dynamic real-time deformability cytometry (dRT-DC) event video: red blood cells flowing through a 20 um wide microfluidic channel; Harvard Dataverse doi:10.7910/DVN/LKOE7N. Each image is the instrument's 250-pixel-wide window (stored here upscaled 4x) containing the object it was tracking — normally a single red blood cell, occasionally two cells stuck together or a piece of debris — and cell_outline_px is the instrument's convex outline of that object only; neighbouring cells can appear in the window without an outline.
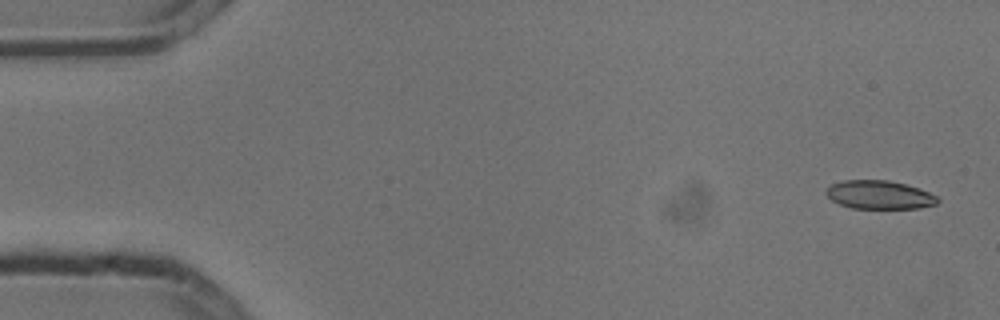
{"species": "common noctule bat (a hibernating species)", "species_latin": "Nyctalus noctula", "temperature_condition": "cold", "stored_images_in_passage": 5, "camera_frame_rate_fps": 3000, "um_per_image_px": 0.085, "animal": {"sex": "male", "body_mass_g": 13.3}, "frame": {"image": 1, "passage_image": 1, "time_ms": 0.0, "image_size_px": [1000, 320], "cell_outline_px": [[940, 200], [936, 204], [920, 208], [852, 208], [840, 204], [832, 200], [824, 192], [832, 184], [844, 180], [888, 180], [920, 188], [936, 196]], "centroid_in_image_um": [74.75, 16.56], "position_along_channel_um": 10.2, "area_um2": 18.38}}
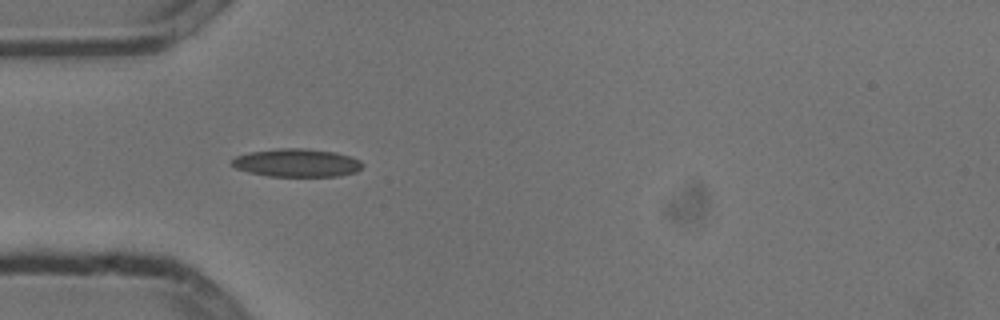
{"frame": {"image": 2, "passage_image": 4, "time_ms": 1.0, "image_size_px": [1000, 320], "cell_outline_px": [[364, 164], [356, 172], [336, 176], [268, 176], [248, 172], [236, 168], [232, 164], [232, 160], [236, 156], [248, 152], [276, 148], [304, 148], [336, 152], [360, 160]], "centroid_in_image_um": [25.21, 13.83], "position_along_channel_um": 59.8, "area_um2": 21.39}}
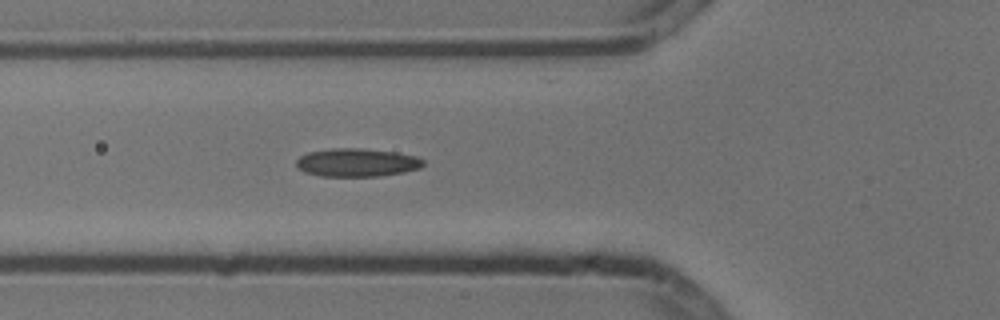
{"frame": {"image": 3, "passage_image": 5, "time_ms": 1.333, "image_size_px": [1000, 320], "cell_outline_px": [[424, 164], [420, 168], [404, 172], [380, 176], [320, 176], [304, 172], [296, 164], [296, 160], [300, 156], [308, 152], [332, 148], [364, 148], [392, 152], [416, 156], [424, 160]], "centroid_in_image_um": [30.33, 13.81], "position_along_channel_um": 95.5, "area_um2": 20.87}}